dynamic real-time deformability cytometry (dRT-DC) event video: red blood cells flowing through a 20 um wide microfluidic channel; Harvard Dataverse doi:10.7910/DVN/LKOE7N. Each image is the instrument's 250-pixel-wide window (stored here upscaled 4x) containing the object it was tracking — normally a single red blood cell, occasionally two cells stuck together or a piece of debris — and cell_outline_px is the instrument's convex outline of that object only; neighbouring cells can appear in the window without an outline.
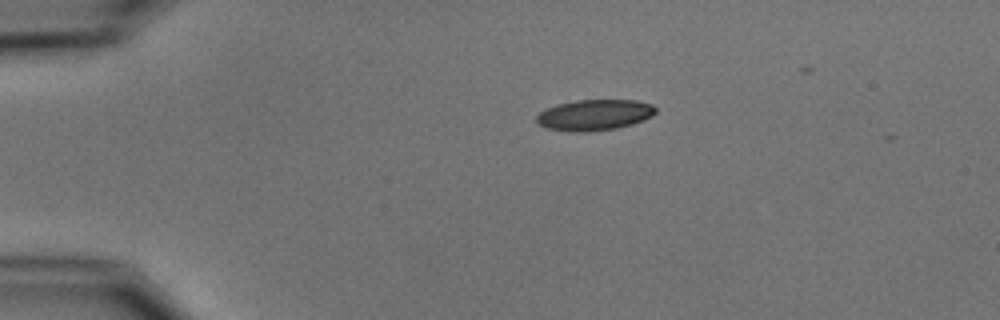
{"species": "common noctule bat (a hibernating species)", "species_latin": "Nyctalus noctula", "temperature_condition": "cold", "stored_images_in_passage": 3, "camera_frame_rate_fps": 3000, "um_per_image_px": 0.085, "animal": {"sex": "male", "body_mass_g": 15.6}, "frame": {"image": 1, "passage_image": 1, "time_ms": 0.0, "image_size_px": [1000, 320], "cell_outline_px": [[656, 112], [652, 116], [644, 120], [632, 124], [616, 128], [584, 132], [572, 132], [548, 128], [536, 124], [536, 116], [540, 112], [556, 104], [576, 100], [636, 100], [652, 104], [656, 108]], "centroid_in_image_um": [50.52, 9.77], "position_along_channel_um": 34.5, "area_um2": 21.5}}